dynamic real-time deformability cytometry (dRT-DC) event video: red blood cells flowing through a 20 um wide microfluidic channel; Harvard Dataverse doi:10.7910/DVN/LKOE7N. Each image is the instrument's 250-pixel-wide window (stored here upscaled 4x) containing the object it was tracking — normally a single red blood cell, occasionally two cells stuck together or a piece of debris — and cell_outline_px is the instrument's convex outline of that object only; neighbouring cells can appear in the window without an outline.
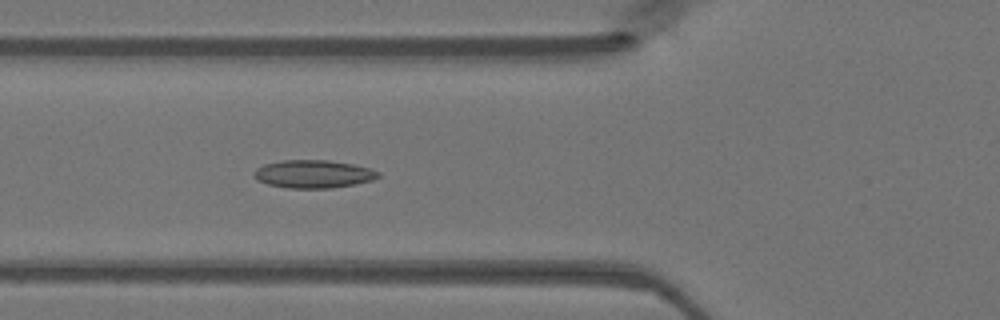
{"species": "Egyptian fruit bat (a non-hibernating species)", "species_latin": "Rousettus aegyptiacus", "temperature_condition": "warm", "stored_images_in_passage": 40, "camera_frame_rate_fps": 3000, "um_per_image_px": 0.085, "animal": {"sex": "female"}, "frame": {"image": 1, "passage_image": 10, "time_ms": 3.0, "image_size_px": [1000, 320], "cell_outline_px": [[380, 176], [372, 180], [332, 188], [288, 188], [268, 184], [260, 180], [256, 176], [256, 168], [264, 164], [284, 160], [328, 160], [352, 164], [368, 168], [380, 172]], "centroid_in_image_um": [26.66, 14.79], "position_along_channel_um": 99.1, "area_um2": 19.88}}
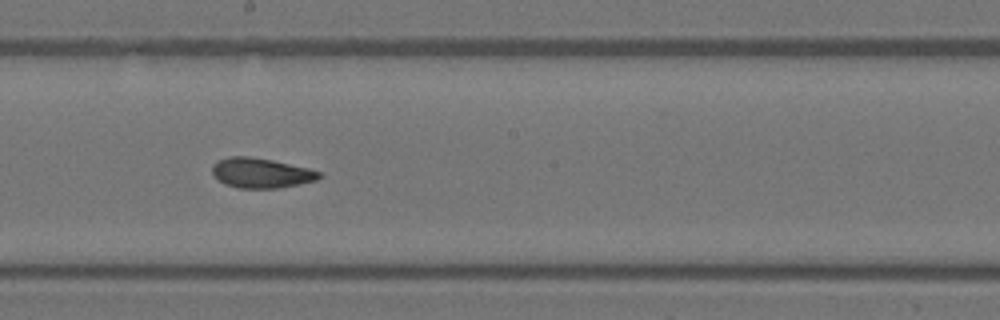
{"frame": {"image": 2, "passage_image": 19, "time_ms": 6.0, "image_size_px": [1000, 320], "cell_outline_px": [[320, 176], [316, 180], [276, 188], [236, 188], [224, 184], [212, 172], [212, 164], [216, 160], [228, 156], [248, 156], [272, 160], [308, 168], [320, 172]], "centroid_in_image_um": [22.13, 14.69], "position_along_channel_um": 226.1, "area_um2": 18.5}}
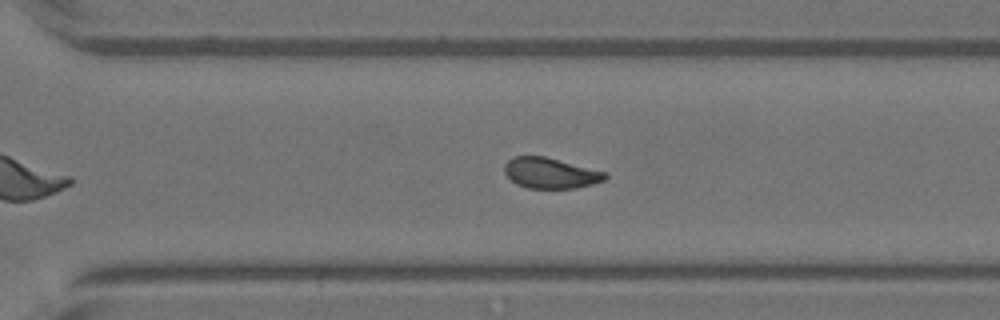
{"frame": {"image": 3, "passage_image": 26, "time_ms": 8.333, "image_size_px": [1000, 320], "cell_outline_px": [[608, 176], [604, 180], [592, 184], [576, 188], [528, 188], [516, 184], [504, 172], [504, 164], [512, 156], [544, 156], [608, 172]], "centroid_in_image_um": [46.8, 14.7], "position_along_channel_um": 323.8, "area_um2": 18.03}}